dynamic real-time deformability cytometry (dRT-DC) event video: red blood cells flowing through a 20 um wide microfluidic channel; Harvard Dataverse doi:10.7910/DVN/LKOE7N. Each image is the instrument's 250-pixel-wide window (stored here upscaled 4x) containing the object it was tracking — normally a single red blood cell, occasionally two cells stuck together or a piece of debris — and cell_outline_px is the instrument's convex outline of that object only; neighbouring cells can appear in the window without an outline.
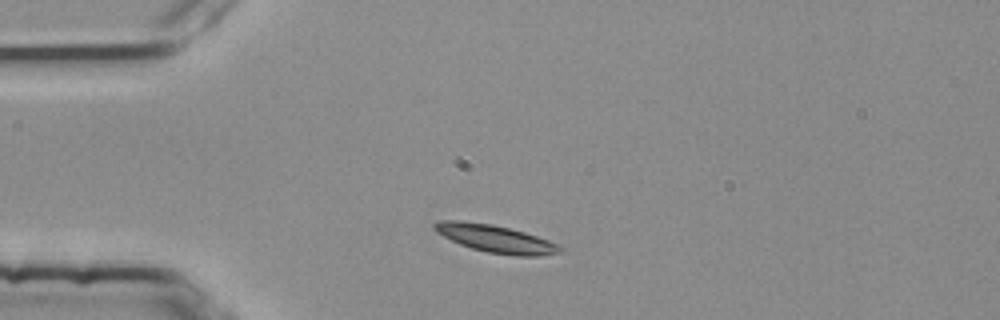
{"species": "common noctule bat (a hibernating species)", "species_latin": "Nyctalus noctula", "temperature_condition": "room temperature", "stored_images_in_passage": 3, "camera_frame_rate_fps": 3000, "um_per_image_px": 0.085, "animal": {"sex": "female", "body_mass_g": 25.1}, "frame": {"image": 1, "passage_image": 2, "time_ms": 0.333, "image_size_px": [1000, 320], "cell_outline_px": [[564, 252], [540, 256], [516, 256], [488, 252], [472, 248], [460, 244], [436, 232], [432, 228], [432, 224], [436, 220], [460, 220], [492, 224], [524, 232], [560, 244], [564, 248]], "centroid_in_image_um": [42.14, 20.29], "position_along_channel_um": 42.9, "area_um2": 20.35}}